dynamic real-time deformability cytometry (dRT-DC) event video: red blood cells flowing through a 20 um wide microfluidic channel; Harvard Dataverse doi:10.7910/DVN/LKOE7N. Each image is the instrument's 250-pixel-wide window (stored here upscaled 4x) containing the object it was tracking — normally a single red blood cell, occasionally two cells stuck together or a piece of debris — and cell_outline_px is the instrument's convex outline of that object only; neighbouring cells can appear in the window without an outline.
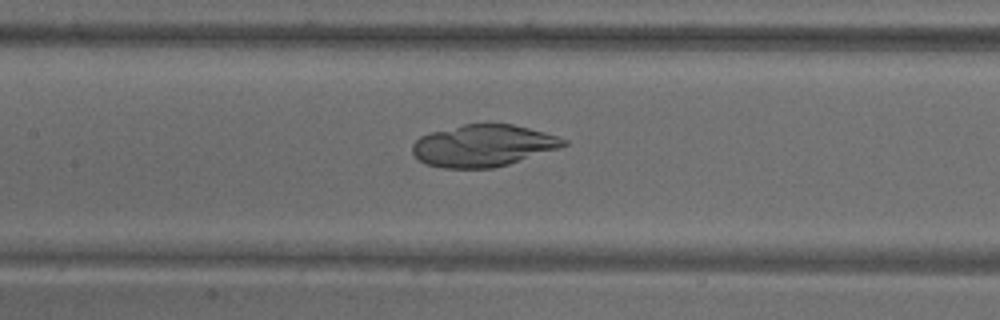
{"species": "common noctule bat (a hibernating species)", "species_latin": "Nyctalus noctula", "temperature_condition": "warm", "stored_images_in_passage": 71, "camera_frame_rate_fps": 3000, "um_per_image_px": 0.085, "animal": {"sex": "male", "body_mass_g": 18.8}, "frame": {"image": 1, "passage_image": 34, "time_ms": 11.0, "image_size_px": [1000, 320], "cell_outline_px": [[568, 144], [560, 148], [508, 164], [492, 168], [444, 168], [428, 164], [420, 160], [412, 152], [412, 144], [420, 136], [432, 132], [464, 124], [512, 124], [544, 132], [568, 140]], "centroid_in_image_um": [41.08, 12.38], "position_along_channel_um": 166.3, "area_um2": 36.59}}